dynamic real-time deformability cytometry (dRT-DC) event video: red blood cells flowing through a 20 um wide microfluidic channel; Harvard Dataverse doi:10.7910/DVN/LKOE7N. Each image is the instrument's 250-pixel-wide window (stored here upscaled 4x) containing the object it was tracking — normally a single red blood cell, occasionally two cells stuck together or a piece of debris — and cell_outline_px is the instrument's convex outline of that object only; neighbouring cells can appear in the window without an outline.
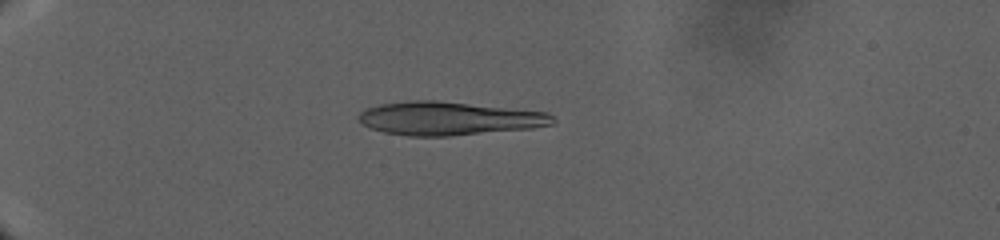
{"species": "human", "species_latin": "Homo sapiens", "temperature_condition": "warm", "stored_images_in_passage": 19, "camera_frame_rate_fps": 3000, "um_per_image_px": 0.085, "donor": {"sex": "male"}, "frame": {"image": 1, "passage_image": 10, "time_ms": 8.667, "image_size_px": [1000, 240], "cell_outline_px": [[556, 120], [552, 124], [532, 128], [452, 136], [408, 136], [384, 132], [372, 128], [356, 120], [356, 116], [364, 108], [380, 104], [416, 100], [432, 100], [548, 112]], "centroid_in_image_um": [38.12, 10.07], "position_along_channel_um": 46.9, "area_um2": 37.74}}
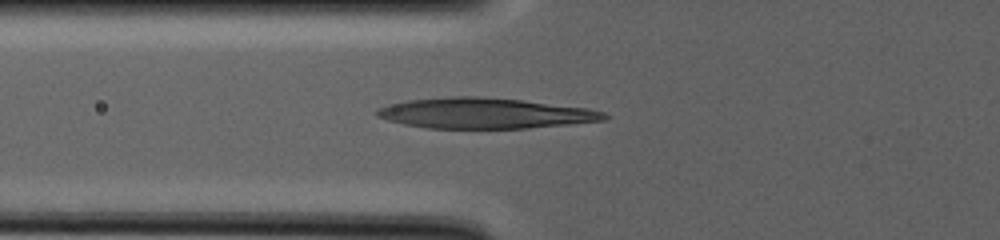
{"frame": {"image": 2, "passage_image": 16, "time_ms": 13.667, "image_size_px": [1000, 240], "cell_outline_px": [[608, 116], [604, 120], [568, 124], [528, 128], [428, 128], [404, 124], [388, 120], [376, 116], [376, 108], [388, 104], [408, 100], [452, 96], [476, 96], [520, 100], [588, 108], [604, 112]], "centroid_in_image_um": [41.17, 9.62], "position_along_channel_um": 84.6, "area_um2": 40.23}}
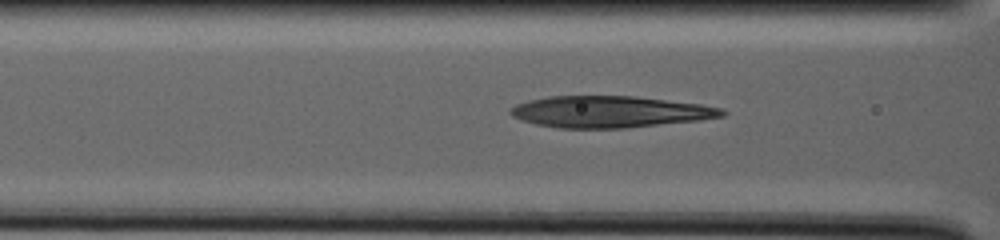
{"frame": {"image": 3, "passage_image": 18, "time_ms": 15.333, "image_size_px": [1000, 240], "cell_outline_px": [[728, 112], [724, 116], [700, 120], [624, 128], [560, 128], [536, 124], [520, 120], [512, 116], [508, 112], [508, 108], [516, 104], [528, 100], [548, 96], [636, 96], [700, 104], [720, 108]], "centroid_in_image_um": [51.8, 9.5], "position_along_channel_um": 114.8, "area_um2": 39.02}}